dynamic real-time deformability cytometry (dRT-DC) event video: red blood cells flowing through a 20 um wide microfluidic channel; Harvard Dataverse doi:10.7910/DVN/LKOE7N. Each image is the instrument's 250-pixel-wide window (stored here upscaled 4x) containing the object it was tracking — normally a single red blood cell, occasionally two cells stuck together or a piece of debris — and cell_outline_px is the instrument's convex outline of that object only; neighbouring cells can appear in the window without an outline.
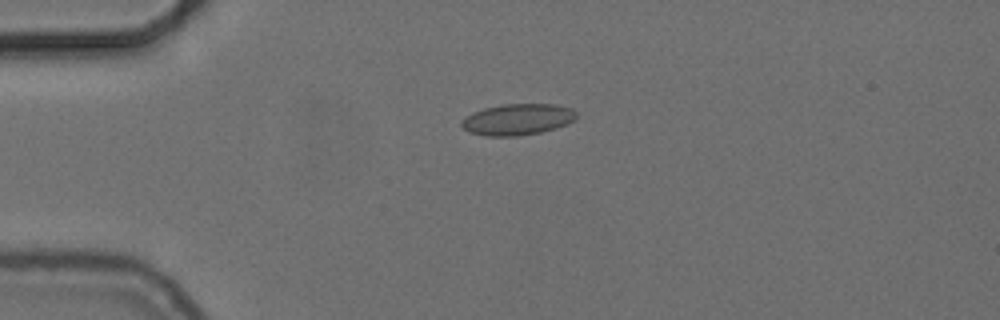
{"species": "common noctule bat (a hibernating species)", "species_latin": "Nyctalus noctula", "temperature_condition": "cold", "stored_images_in_passage": 43, "camera_frame_rate_fps": 3000, "um_per_image_px": 0.085, "animal": {"sex": "female", "body_mass_g": 24.6, "forearm_length_mm": 56.2}, "frame": {"image": 1, "passage_image": 1, "time_ms": 0.0, "image_size_px": [1000, 320], "cell_outline_px": [[576, 120], [556, 128], [540, 132], [516, 136], [484, 136], [468, 132], [460, 124], [472, 112], [484, 108], [504, 104], [552, 104], [572, 108], [576, 112]], "centroid_in_image_um": [44.01, 10.15], "position_along_channel_um": 41.0, "area_um2": 20.87}}
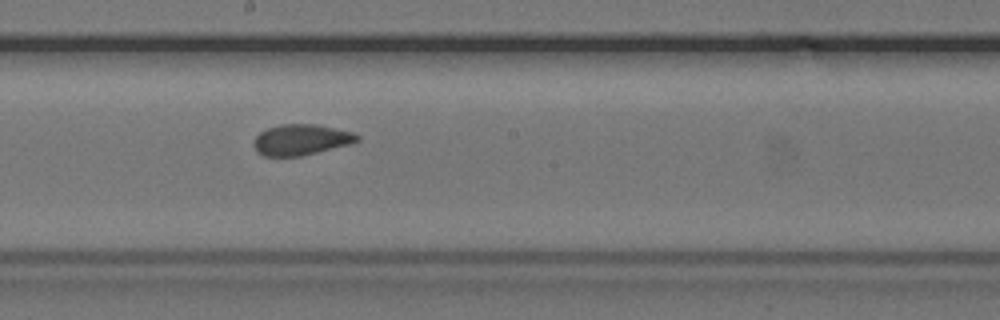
{"frame": {"image": 2, "passage_image": 18, "time_ms": 5.667, "image_size_px": [1000, 320], "cell_outline_px": [[360, 140], [352, 144], [300, 156], [264, 156], [256, 152], [252, 144], [256, 136], [260, 132], [268, 128], [280, 124], [316, 124], [352, 132], [360, 136]], "centroid_in_image_um": [25.58, 11.88], "position_along_channel_um": 222.6, "area_um2": 18.67}}
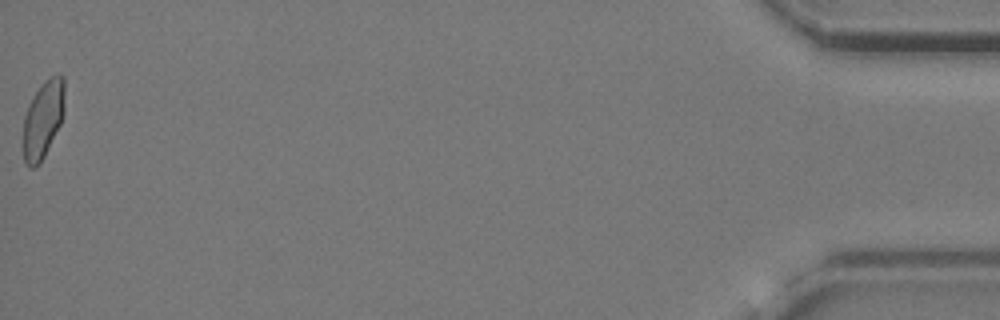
{"frame": {"image": 3, "passage_image": 43, "time_ms": 14.0, "image_size_px": [1000, 320], "cell_outline_px": [[64, 112], [60, 124], [40, 164], [36, 168], [28, 168], [24, 160], [24, 116], [28, 104], [40, 84], [44, 80], [56, 72], [60, 72], [64, 76]], "centroid_in_image_um": [3.67, 10.09], "position_along_channel_um": 431.5, "area_um2": 18.96}, "authors_computed_cell_mechanics": {"area_um2": 19.074, "velocity_mm_per_s": 3.7044, "shape_relaxation_time_tau1_ms": null, "shape_relaxation_time_tau2_ms": 1.412, "deformation_change_tau1": null, "deformation_change_tau2": 0.0486}}